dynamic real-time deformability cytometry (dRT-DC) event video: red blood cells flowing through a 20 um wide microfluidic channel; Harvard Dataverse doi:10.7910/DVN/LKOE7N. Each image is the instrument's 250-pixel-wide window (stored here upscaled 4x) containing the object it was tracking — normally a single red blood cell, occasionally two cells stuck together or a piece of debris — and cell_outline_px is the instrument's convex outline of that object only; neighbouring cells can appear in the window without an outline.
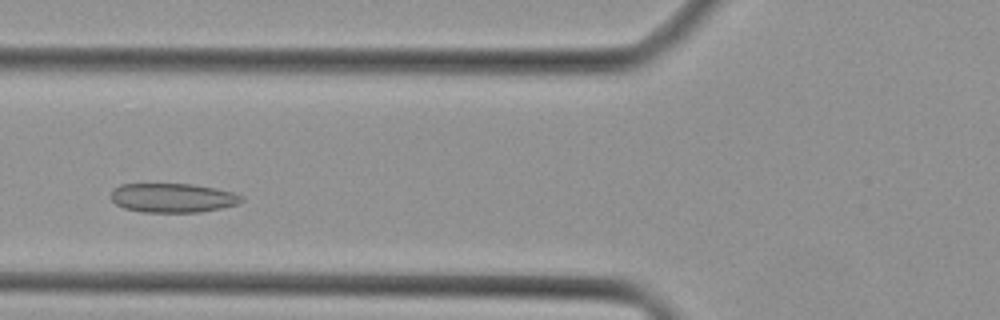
{"species": "Egyptian fruit bat (a non-hibernating species)", "species_latin": "Rousettus aegyptiacus", "temperature_condition": "cold", "stored_images_in_passage": 36, "camera_frame_rate_fps": 3000, "um_per_image_px": 0.085, "animal": {"sex": "female"}, "frame": {"image": 1, "passage_image": 9, "time_ms": 2.667, "image_size_px": [1000, 320], "cell_outline_px": [[244, 200], [236, 204], [220, 208], [200, 212], [144, 212], [124, 208], [116, 204], [112, 200], [112, 192], [120, 184], [192, 184], [216, 188], [232, 192], [244, 196]], "centroid_in_image_um": [14.71, 16.81], "position_along_channel_um": 111.1, "area_um2": 22.08}}
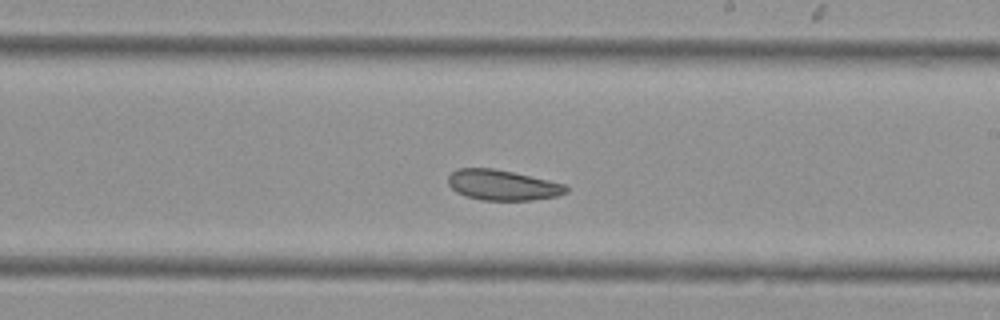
{"frame": {"image": 2, "passage_image": 18, "time_ms": 5.667, "image_size_px": [1000, 320], "cell_outline_px": [[568, 192], [556, 196], [532, 200], [480, 200], [456, 192], [448, 184], [448, 176], [456, 168], [492, 168], [512, 172], [548, 180], [564, 184], [568, 188]], "centroid_in_image_um": [42.69, 15.73], "position_along_channel_um": 246.3, "area_um2": 20.75}}
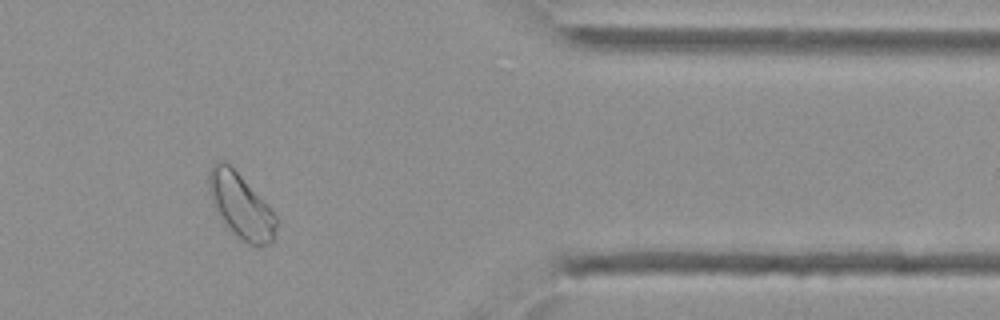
{"frame": {"image": 3, "passage_image": 29, "time_ms": 9.333, "image_size_px": [1000, 320], "cell_outline_px": [[276, 228], [272, 244], [260, 248], [256, 248], [240, 240], [224, 224], [216, 212], [208, 188], [208, 172], [212, 164], [216, 160], [228, 160], [268, 204], [276, 216]], "centroid_in_image_um": [20.47, 17.48], "position_along_channel_um": 390.9, "area_um2": 26.36}}